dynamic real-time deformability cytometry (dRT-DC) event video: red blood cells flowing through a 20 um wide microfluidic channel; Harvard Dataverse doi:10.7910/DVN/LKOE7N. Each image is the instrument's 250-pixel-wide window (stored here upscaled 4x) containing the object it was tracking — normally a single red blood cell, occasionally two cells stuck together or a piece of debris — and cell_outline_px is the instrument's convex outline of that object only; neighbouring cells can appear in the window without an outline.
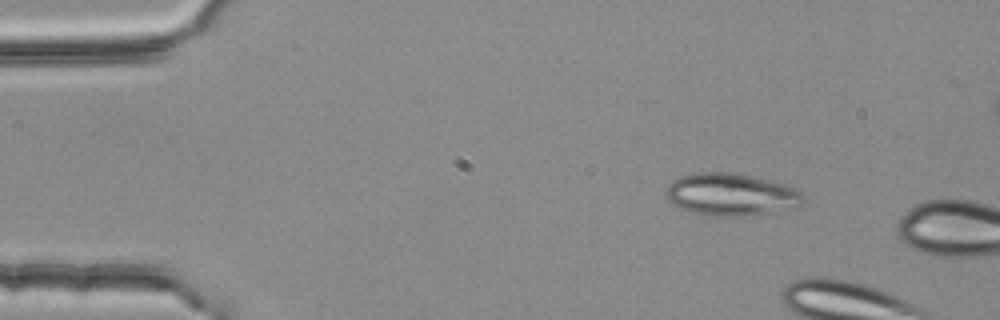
{"species": "common noctule bat (a hibernating species)", "species_latin": "Nyctalus noctula", "temperature_condition": "room temperature", "stored_images_in_passage": 4, "camera_frame_rate_fps": 3000, "um_per_image_px": 0.085, "animal": {"sex": "female", "body_mass_g": 25.1}, "frame": {"image": 1, "passage_image": 1, "time_ms": 0.0, "image_size_px": [1000, 320], "cell_outline_px": [[804, 200], [796, 208], [740, 216], [712, 216], [692, 212], [680, 208], [672, 204], [664, 196], [664, 192], [668, 184], [672, 180], [680, 176], [692, 172], [728, 172], [748, 176], [796, 188], [804, 196]], "centroid_in_image_um": [62.05, 16.53], "position_along_channel_um": 22.9, "area_um2": 33.7}}